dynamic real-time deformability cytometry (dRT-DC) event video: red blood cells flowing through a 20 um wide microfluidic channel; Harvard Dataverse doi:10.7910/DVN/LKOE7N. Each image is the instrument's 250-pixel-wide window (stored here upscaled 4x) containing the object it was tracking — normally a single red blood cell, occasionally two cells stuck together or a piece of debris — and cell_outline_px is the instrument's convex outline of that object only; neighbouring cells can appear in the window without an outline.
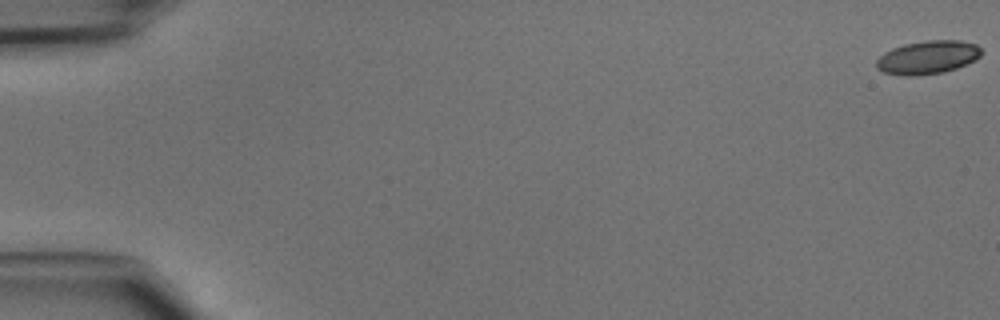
{"species": "common noctule bat (a hibernating species)", "species_latin": "Nyctalus noctula", "temperature_condition": "cold", "stored_images_in_passage": 48, "camera_frame_rate_fps": 3000, "um_per_image_px": 0.085, "animal": {"sex": "male", "body_mass_g": 15.6}, "frame": {"image": 1, "passage_image": 1, "time_ms": 0.0, "image_size_px": [1000, 320], "cell_outline_px": [[980, 56], [956, 68], [944, 72], [916, 76], [904, 76], [884, 72], [876, 68], [876, 60], [884, 52], [892, 48], [904, 44], [928, 40], [960, 40], [976, 44], [980, 48]], "centroid_in_image_um": [78.81, 4.87], "position_along_channel_um": 6.2, "area_um2": 20.29}}
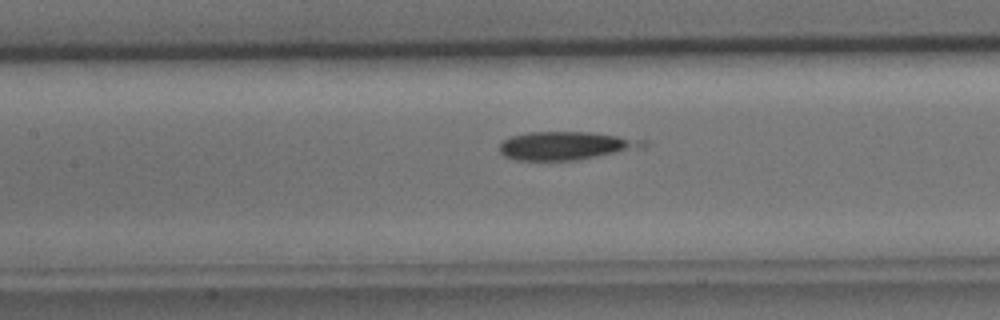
{"frame": {"image": 2, "passage_image": 23, "time_ms": 7.333, "image_size_px": [1000, 320], "cell_outline_px": [[648, 144], [644, 148], [580, 160], [516, 160], [504, 156], [500, 152], [500, 144], [504, 140], [512, 136], [528, 132], [592, 132], [648, 140]], "centroid_in_image_um": [48.18, 12.39], "position_along_channel_um": 159.2, "area_um2": 23.93}}
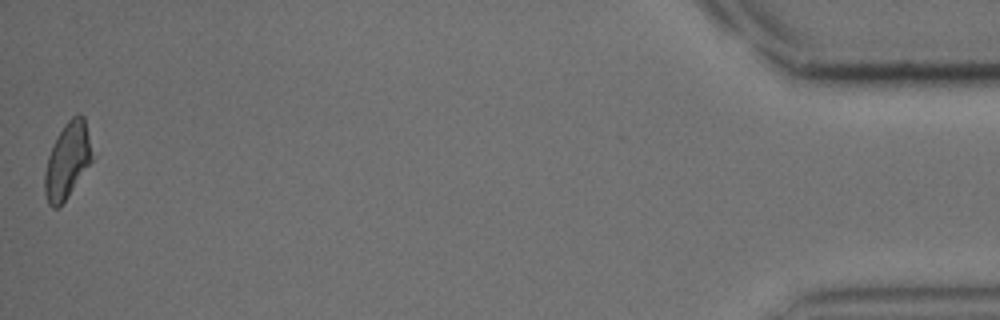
{"frame": {"image": 3, "passage_image": 48, "time_ms": 15.667, "image_size_px": [1000, 320], "cell_outline_px": [[96, 156], [68, 196], [56, 208], [52, 208], [48, 204], [44, 192], [44, 172], [48, 156], [56, 136], [64, 124], [76, 112], [80, 112], [84, 116]], "centroid_in_image_um": [5.77, 13.58], "position_along_channel_um": 429.4, "area_um2": 21.56}}